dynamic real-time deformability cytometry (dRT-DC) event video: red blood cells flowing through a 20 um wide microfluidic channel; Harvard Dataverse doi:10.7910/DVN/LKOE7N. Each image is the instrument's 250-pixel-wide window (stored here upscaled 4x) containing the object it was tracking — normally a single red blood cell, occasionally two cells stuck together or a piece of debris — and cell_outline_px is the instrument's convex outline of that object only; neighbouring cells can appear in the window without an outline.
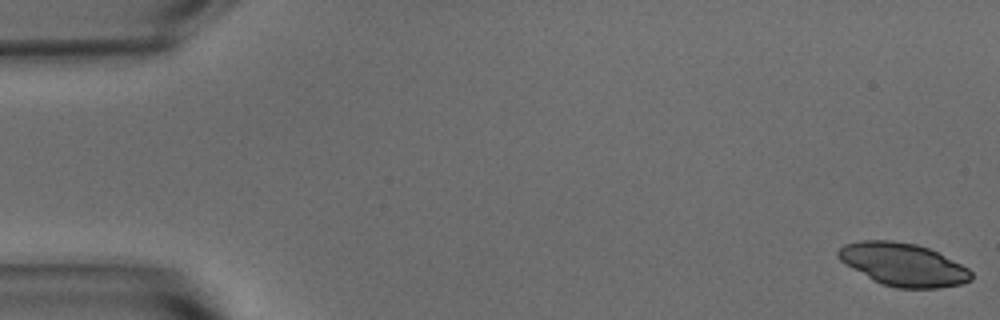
{"species": "common noctule bat (a hibernating species)", "species_latin": "Nyctalus noctula", "temperature_condition": "warm", "stored_images_in_passage": 54, "camera_frame_rate_fps": 3000, "um_per_image_px": 0.085, "animal": {"sex": "male", "body_mass_g": 15.6}, "frame": {"image": 1, "passage_image": 1, "time_ms": 0.0, "image_size_px": [1000, 320], "cell_outline_px": [[972, 280], [964, 284], [940, 288], [896, 288], [880, 284], [872, 280], [844, 264], [836, 256], [836, 252], [844, 244], [860, 240], [892, 240], [916, 244], [928, 248], [968, 268], [972, 272]], "centroid_in_image_um": [76.74, 22.49], "position_along_channel_um": 8.3, "area_um2": 33.41}}